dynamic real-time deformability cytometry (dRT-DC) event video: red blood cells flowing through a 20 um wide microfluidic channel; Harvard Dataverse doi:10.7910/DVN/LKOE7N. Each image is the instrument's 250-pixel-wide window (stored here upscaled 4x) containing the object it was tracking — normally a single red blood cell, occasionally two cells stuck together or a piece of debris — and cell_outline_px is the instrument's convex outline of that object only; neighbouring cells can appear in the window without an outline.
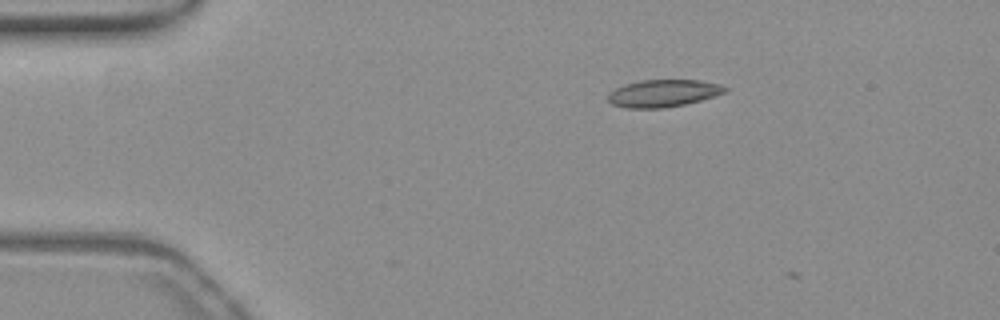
{"species": "common noctule bat (a hibernating species)", "species_latin": "Nyctalus noctula", "temperature_condition": "warm", "stored_images_in_passage": 3, "camera_frame_rate_fps": 3000, "um_per_image_px": 0.085, "animal": {"sex": "female", "body_mass_g": 19.3, "forearm_length_mm": 54.1}, "frame": {"image": 1, "passage_image": 2, "time_ms": 0.333, "image_size_px": [1000, 320], "cell_outline_px": [[728, 92], [700, 100], [684, 104], [664, 108], [628, 108], [612, 104], [608, 100], [608, 92], [624, 84], [640, 80], [700, 80], [720, 84], [728, 88]], "centroid_in_image_um": [56.38, 7.92], "position_along_channel_um": 28.6, "area_um2": 18.67}}